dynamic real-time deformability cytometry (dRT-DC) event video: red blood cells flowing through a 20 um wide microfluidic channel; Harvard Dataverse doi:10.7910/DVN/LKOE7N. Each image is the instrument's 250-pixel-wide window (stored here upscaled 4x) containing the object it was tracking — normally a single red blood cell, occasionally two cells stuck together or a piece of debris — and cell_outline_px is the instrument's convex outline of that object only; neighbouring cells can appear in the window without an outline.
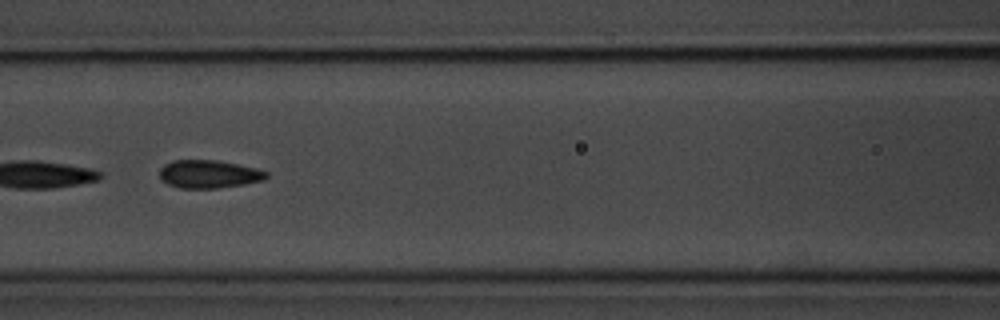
{"species": "common noctule bat (a hibernating species)", "species_latin": "Nyctalus noctula", "temperature_condition": "room temperature", "stored_images_in_passage": 5, "camera_frame_rate_fps": 3000, "um_per_image_px": 0.085, "animal": {"sex": "male", "body_mass_g": 20.1, "forearm_length_mm": 53.5}, "frame": {"image": 1, "passage_image": 5, "time_ms": 4.667, "image_size_px": [1000, 320], "cell_outline_px": [[268, 176], [264, 180], [244, 184], [216, 188], [180, 188], [168, 184], [160, 180], [160, 168], [164, 164], [172, 160], [216, 160], [256, 168], [268, 172]], "centroid_in_image_um": [17.73, 14.8], "position_along_channel_um": 148.9, "area_um2": 17.46}}